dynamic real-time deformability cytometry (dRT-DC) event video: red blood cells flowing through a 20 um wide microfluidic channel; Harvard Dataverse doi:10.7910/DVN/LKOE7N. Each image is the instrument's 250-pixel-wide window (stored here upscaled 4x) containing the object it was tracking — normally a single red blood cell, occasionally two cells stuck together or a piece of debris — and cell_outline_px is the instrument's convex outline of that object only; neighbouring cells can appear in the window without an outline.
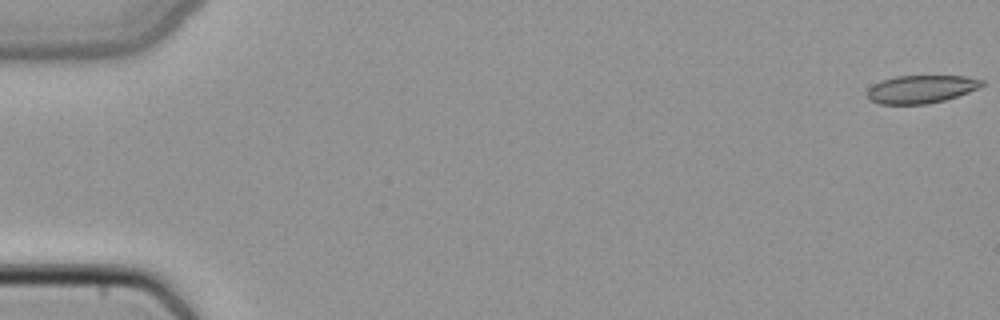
{"species": "common noctule bat (a hibernating species)", "species_latin": "Nyctalus noctula", "temperature_condition": "cold", "stored_images_in_passage": 4, "camera_frame_rate_fps": 3000, "um_per_image_px": 0.085, "animal": {"sex": "female", "body_mass_g": 22.7, "forearm_length_mm": 54.2}, "frame": {"image": 1, "passage_image": 1, "time_ms": 0.0, "image_size_px": [1000, 320], "cell_outline_px": [[984, 84], [968, 92], [944, 100], [928, 104], [880, 104], [868, 100], [868, 88], [872, 84], [880, 80], [896, 76], [968, 76], [984, 80]], "centroid_in_image_um": [78.25, 7.57], "position_along_channel_um": 6.7, "area_um2": 18.73}}
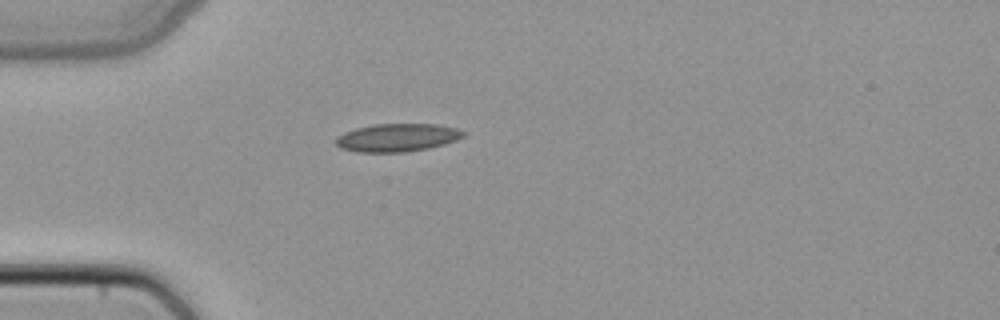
{"frame": {"image": 2, "passage_image": 4, "time_ms": 1.0, "image_size_px": [1000, 320], "cell_outline_px": [[468, 132], [464, 136], [456, 140], [444, 144], [428, 148], [404, 152], [356, 152], [340, 148], [336, 144], [336, 136], [344, 132], [356, 128], [372, 124], [436, 124], [456, 128]], "centroid_in_image_um": [33.76, 11.69], "position_along_channel_um": 51.2, "area_um2": 20.92}}